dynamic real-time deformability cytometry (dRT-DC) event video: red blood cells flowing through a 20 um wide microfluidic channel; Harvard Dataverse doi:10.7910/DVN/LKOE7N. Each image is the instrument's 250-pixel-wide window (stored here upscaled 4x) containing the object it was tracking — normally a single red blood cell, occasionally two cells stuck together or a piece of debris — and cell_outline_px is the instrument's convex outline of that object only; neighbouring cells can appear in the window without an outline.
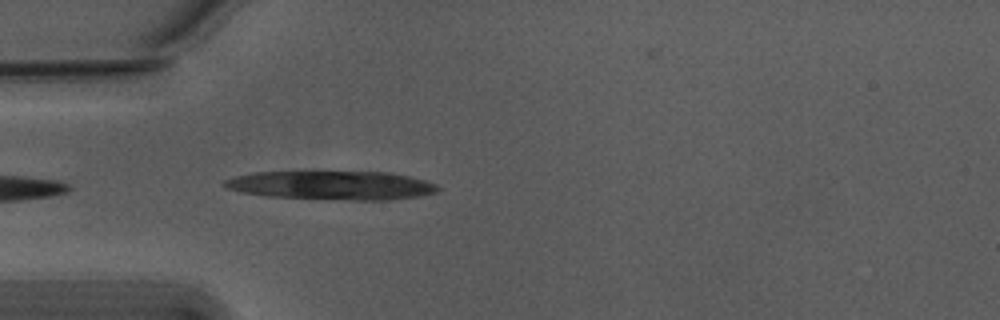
{"species": "Egyptian fruit bat (a non-hibernating species)", "species_latin": "Rousettus aegyptiacus", "temperature_condition": "warm", "stored_images_in_passage": 6, "camera_frame_rate_fps": 3000, "um_per_image_px": 0.085, "animal": {"sex": "male"}, "frame": {"image": 1, "passage_image": 2, "time_ms": 0.333, "image_size_px": [1000, 320], "cell_outline_px": [[440, 188], [436, 192], [420, 196], [388, 200], [352, 200], [264, 196], [244, 192], [228, 188], [220, 184], [224, 180], [232, 176], [256, 172], [388, 172], [408, 176], [424, 180], [436, 184]], "centroid_in_image_um": [28.19, 15.75], "position_along_channel_um": 56.8, "area_um2": 35.72}}
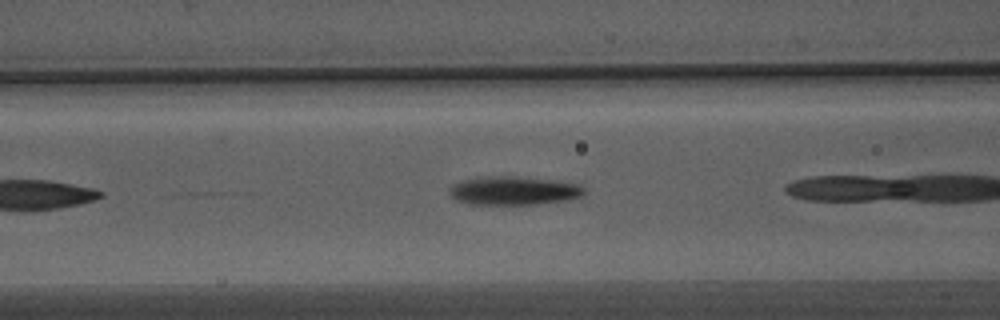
{"frame": {"image": 2, "passage_image": 5, "time_ms": 1.333, "image_size_px": [1000, 320], "cell_outline_px": [[584, 192], [580, 196], [568, 200], [532, 204], [468, 204], [456, 200], [448, 192], [448, 188], [464, 180], [488, 176], [512, 176], [556, 180], [580, 184], [584, 188]], "centroid_in_image_um": [43.67, 16.2], "position_along_channel_um": 122.9, "area_um2": 22.31}}